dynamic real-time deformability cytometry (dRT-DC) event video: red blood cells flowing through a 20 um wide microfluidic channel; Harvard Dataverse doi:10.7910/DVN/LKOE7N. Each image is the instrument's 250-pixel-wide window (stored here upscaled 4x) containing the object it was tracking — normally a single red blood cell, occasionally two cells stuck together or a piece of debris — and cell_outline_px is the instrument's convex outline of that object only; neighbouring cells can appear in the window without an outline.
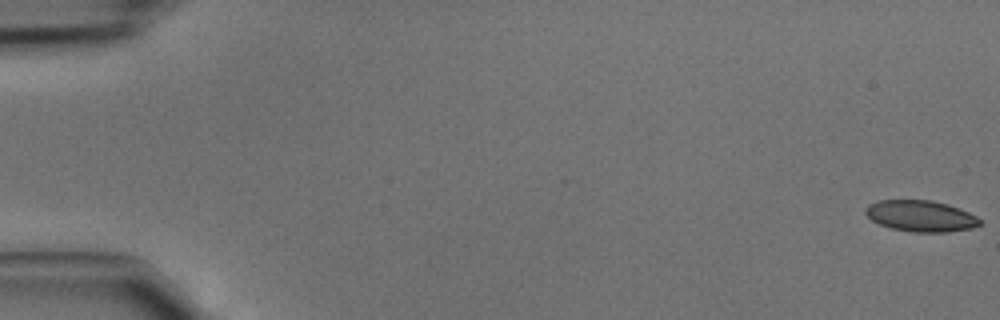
{"species": "common noctule bat (a hibernating species)", "species_latin": "Nyctalus noctula", "temperature_condition": "cold", "stored_images_in_passage": 46, "camera_frame_rate_fps": 3000, "um_per_image_px": 0.085, "animal": {"sex": "male", "body_mass_g": 15.6}, "frame": {"image": 1, "passage_image": 1, "time_ms": 0.0, "image_size_px": [1000, 320], "cell_outline_px": [[980, 224], [972, 228], [944, 232], [912, 232], [892, 228], [880, 224], [872, 220], [864, 212], [864, 208], [868, 204], [876, 200], [932, 200], [948, 204], [960, 208], [976, 216], [980, 220]], "centroid_in_image_um": [78.24, 18.34], "position_along_channel_um": 6.8, "area_um2": 20.81}}
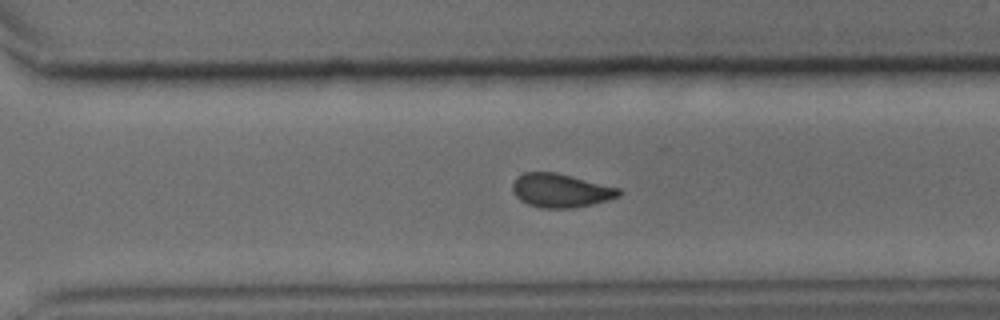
{"frame": {"image": 2, "passage_image": 33, "time_ms": 10.667, "image_size_px": [1000, 320], "cell_outline_px": [[624, 192], [620, 196], [608, 200], [576, 208], [544, 208], [528, 204], [520, 200], [512, 192], [512, 184], [524, 172], [556, 172], [620, 188]], "centroid_in_image_um": [47.7, 16.2], "position_along_channel_um": 322.9, "area_um2": 20.92}}
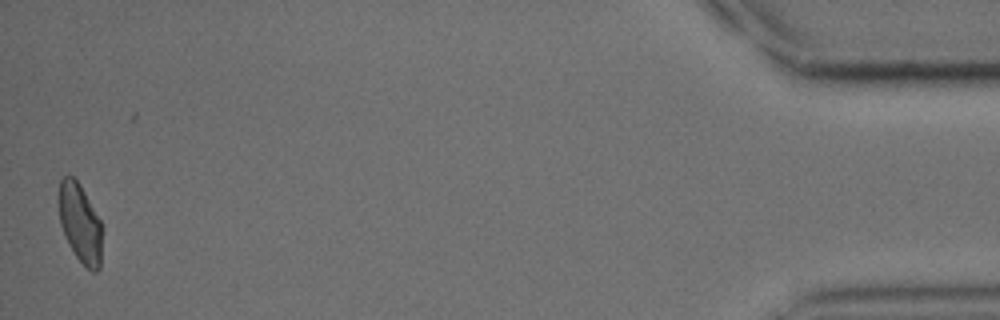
{"frame": {"image": 3, "passage_image": 46, "time_ms": 15.0, "image_size_px": [1000, 320], "cell_outline_px": [[100, 268], [96, 272], [92, 272], [76, 256], [68, 244], [64, 236], [60, 224], [56, 200], [60, 180], [64, 176], [72, 176], [80, 184], [100, 220]], "centroid_in_image_um": [6.74, 18.92], "position_along_channel_um": 428.5, "area_um2": 19.94}}